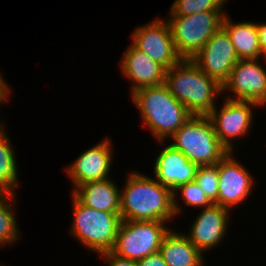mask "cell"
<instances>
[{
  "label": "cell",
  "instance_id": "6da1fadb",
  "mask_svg": "<svg viewBox=\"0 0 266 266\" xmlns=\"http://www.w3.org/2000/svg\"><path fill=\"white\" fill-rule=\"evenodd\" d=\"M173 216V191L153 178L130 173L120 191L121 220L167 222Z\"/></svg>",
  "mask_w": 266,
  "mask_h": 266
},
{
  "label": "cell",
  "instance_id": "7a4b0ae2",
  "mask_svg": "<svg viewBox=\"0 0 266 266\" xmlns=\"http://www.w3.org/2000/svg\"><path fill=\"white\" fill-rule=\"evenodd\" d=\"M164 84L196 116H207L215 107L214 98L222 93V85L202 72L191 59H182L166 70Z\"/></svg>",
  "mask_w": 266,
  "mask_h": 266
},
{
  "label": "cell",
  "instance_id": "3957f363",
  "mask_svg": "<svg viewBox=\"0 0 266 266\" xmlns=\"http://www.w3.org/2000/svg\"><path fill=\"white\" fill-rule=\"evenodd\" d=\"M132 99L144 123L160 142L171 137L193 116L165 84L140 88L132 93Z\"/></svg>",
  "mask_w": 266,
  "mask_h": 266
},
{
  "label": "cell",
  "instance_id": "277c9868",
  "mask_svg": "<svg viewBox=\"0 0 266 266\" xmlns=\"http://www.w3.org/2000/svg\"><path fill=\"white\" fill-rule=\"evenodd\" d=\"M171 137V145L197 166L216 165L228 153L208 116L193 115Z\"/></svg>",
  "mask_w": 266,
  "mask_h": 266
},
{
  "label": "cell",
  "instance_id": "5b68a950",
  "mask_svg": "<svg viewBox=\"0 0 266 266\" xmlns=\"http://www.w3.org/2000/svg\"><path fill=\"white\" fill-rule=\"evenodd\" d=\"M71 233L86 248L98 253L111 251L121 223L120 213L98 211L82 204L74 195Z\"/></svg>",
  "mask_w": 266,
  "mask_h": 266
},
{
  "label": "cell",
  "instance_id": "8992f818",
  "mask_svg": "<svg viewBox=\"0 0 266 266\" xmlns=\"http://www.w3.org/2000/svg\"><path fill=\"white\" fill-rule=\"evenodd\" d=\"M221 11H203L189 16H171L168 23L182 59H192L222 27Z\"/></svg>",
  "mask_w": 266,
  "mask_h": 266
},
{
  "label": "cell",
  "instance_id": "52a82bcc",
  "mask_svg": "<svg viewBox=\"0 0 266 266\" xmlns=\"http://www.w3.org/2000/svg\"><path fill=\"white\" fill-rule=\"evenodd\" d=\"M163 221L121 220L113 249L114 254L139 261L159 252L162 240L170 229Z\"/></svg>",
  "mask_w": 266,
  "mask_h": 266
},
{
  "label": "cell",
  "instance_id": "ba28073f",
  "mask_svg": "<svg viewBox=\"0 0 266 266\" xmlns=\"http://www.w3.org/2000/svg\"><path fill=\"white\" fill-rule=\"evenodd\" d=\"M132 38L136 48L146 53L166 70L182 60L175 48L167 20L155 19L150 24L137 28L134 34L132 33Z\"/></svg>",
  "mask_w": 266,
  "mask_h": 266
},
{
  "label": "cell",
  "instance_id": "9c48e42d",
  "mask_svg": "<svg viewBox=\"0 0 266 266\" xmlns=\"http://www.w3.org/2000/svg\"><path fill=\"white\" fill-rule=\"evenodd\" d=\"M191 60L202 72L223 85L239 57L229 36L221 27Z\"/></svg>",
  "mask_w": 266,
  "mask_h": 266
},
{
  "label": "cell",
  "instance_id": "30bf717a",
  "mask_svg": "<svg viewBox=\"0 0 266 266\" xmlns=\"http://www.w3.org/2000/svg\"><path fill=\"white\" fill-rule=\"evenodd\" d=\"M230 90L237 96L229 100L250 101L259 106L266 104V70L258 59H239L232 68L222 91Z\"/></svg>",
  "mask_w": 266,
  "mask_h": 266
},
{
  "label": "cell",
  "instance_id": "8fae6325",
  "mask_svg": "<svg viewBox=\"0 0 266 266\" xmlns=\"http://www.w3.org/2000/svg\"><path fill=\"white\" fill-rule=\"evenodd\" d=\"M252 106H259L250 101H235L226 99L221 110L217 112L216 106L207 115L213 126L220 143L232 152L233 138L242 137L248 133L252 122ZM231 139V141H230Z\"/></svg>",
  "mask_w": 266,
  "mask_h": 266
},
{
  "label": "cell",
  "instance_id": "7c38bea8",
  "mask_svg": "<svg viewBox=\"0 0 266 266\" xmlns=\"http://www.w3.org/2000/svg\"><path fill=\"white\" fill-rule=\"evenodd\" d=\"M219 171L218 198L214 202L230 210L234 205L243 202L250 194L253 178L231 152H228L217 164Z\"/></svg>",
  "mask_w": 266,
  "mask_h": 266
},
{
  "label": "cell",
  "instance_id": "4fadbf2b",
  "mask_svg": "<svg viewBox=\"0 0 266 266\" xmlns=\"http://www.w3.org/2000/svg\"><path fill=\"white\" fill-rule=\"evenodd\" d=\"M229 209L212 203L200 212L186 235L202 253L222 242L227 229Z\"/></svg>",
  "mask_w": 266,
  "mask_h": 266
},
{
  "label": "cell",
  "instance_id": "5bb4252c",
  "mask_svg": "<svg viewBox=\"0 0 266 266\" xmlns=\"http://www.w3.org/2000/svg\"><path fill=\"white\" fill-rule=\"evenodd\" d=\"M111 142L108 139L101 141L94 147L83 152L73 165L67 167V172L77 187L90 181L108 179L111 170Z\"/></svg>",
  "mask_w": 266,
  "mask_h": 266
},
{
  "label": "cell",
  "instance_id": "9a60e30c",
  "mask_svg": "<svg viewBox=\"0 0 266 266\" xmlns=\"http://www.w3.org/2000/svg\"><path fill=\"white\" fill-rule=\"evenodd\" d=\"M121 59V70L132 80V93L143 87L159 86L165 83L166 69L153 61L146 53L129 46Z\"/></svg>",
  "mask_w": 266,
  "mask_h": 266
},
{
  "label": "cell",
  "instance_id": "2e32d148",
  "mask_svg": "<svg viewBox=\"0 0 266 266\" xmlns=\"http://www.w3.org/2000/svg\"><path fill=\"white\" fill-rule=\"evenodd\" d=\"M155 179L174 191L178 186L195 181L198 166L171 144L155 158Z\"/></svg>",
  "mask_w": 266,
  "mask_h": 266
},
{
  "label": "cell",
  "instance_id": "e0dca14e",
  "mask_svg": "<svg viewBox=\"0 0 266 266\" xmlns=\"http://www.w3.org/2000/svg\"><path fill=\"white\" fill-rule=\"evenodd\" d=\"M72 194L95 210L120 213V190L112 179L86 182L75 187Z\"/></svg>",
  "mask_w": 266,
  "mask_h": 266
},
{
  "label": "cell",
  "instance_id": "ac0fdd59",
  "mask_svg": "<svg viewBox=\"0 0 266 266\" xmlns=\"http://www.w3.org/2000/svg\"><path fill=\"white\" fill-rule=\"evenodd\" d=\"M159 253L167 266H202L204 258L185 234L169 232L164 236Z\"/></svg>",
  "mask_w": 266,
  "mask_h": 266
},
{
  "label": "cell",
  "instance_id": "d6986e66",
  "mask_svg": "<svg viewBox=\"0 0 266 266\" xmlns=\"http://www.w3.org/2000/svg\"><path fill=\"white\" fill-rule=\"evenodd\" d=\"M222 28L226 31L234 45L239 59H258L260 56L264 57L259 44V33L256 23L239 22L233 24L229 18L224 16Z\"/></svg>",
  "mask_w": 266,
  "mask_h": 266
},
{
  "label": "cell",
  "instance_id": "ffe728a7",
  "mask_svg": "<svg viewBox=\"0 0 266 266\" xmlns=\"http://www.w3.org/2000/svg\"><path fill=\"white\" fill-rule=\"evenodd\" d=\"M10 140L6 133L0 134V192L15 194L17 186V164Z\"/></svg>",
  "mask_w": 266,
  "mask_h": 266
},
{
  "label": "cell",
  "instance_id": "44dd1931",
  "mask_svg": "<svg viewBox=\"0 0 266 266\" xmlns=\"http://www.w3.org/2000/svg\"><path fill=\"white\" fill-rule=\"evenodd\" d=\"M13 193L0 192V246H6L19 239L13 208L7 200L15 198ZM9 197V199H7Z\"/></svg>",
  "mask_w": 266,
  "mask_h": 266
},
{
  "label": "cell",
  "instance_id": "7402d4cb",
  "mask_svg": "<svg viewBox=\"0 0 266 266\" xmlns=\"http://www.w3.org/2000/svg\"><path fill=\"white\" fill-rule=\"evenodd\" d=\"M226 0H175L171 16H189L203 11H221Z\"/></svg>",
  "mask_w": 266,
  "mask_h": 266
},
{
  "label": "cell",
  "instance_id": "603a6c76",
  "mask_svg": "<svg viewBox=\"0 0 266 266\" xmlns=\"http://www.w3.org/2000/svg\"><path fill=\"white\" fill-rule=\"evenodd\" d=\"M218 177L219 171L217 165L198 166L195 182L212 203L218 198Z\"/></svg>",
  "mask_w": 266,
  "mask_h": 266
},
{
  "label": "cell",
  "instance_id": "cb8c5ba5",
  "mask_svg": "<svg viewBox=\"0 0 266 266\" xmlns=\"http://www.w3.org/2000/svg\"><path fill=\"white\" fill-rule=\"evenodd\" d=\"M179 190L181 192L183 200H185L184 202L186 205L207 207L212 204V202L205 195L204 191L199 187V185L195 181L188 182L178 186L173 191V206H174L175 215L180 211V208L178 207L175 198L176 197L175 192Z\"/></svg>",
  "mask_w": 266,
  "mask_h": 266
},
{
  "label": "cell",
  "instance_id": "d4e9b609",
  "mask_svg": "<svg viewBox=\"0 0 266 266\" xmlns=\"http://www.w3.org/2000/svg\"><path fill=\"white\" fill-rule=\"evenodd\" d=\"M109 266H138L137 261L130 260L114 254L112 251L101 253Z\"/></svg>",
  "mask_w": 266,
  "mask_h": 266
},
{
  "label": "cell",
  "instance_id": "484cf974",
  "mask_svg": "<svg viewBox=\"0 0 266 266\" xmlns=\"http://www.w3.org/2000/svg\"><path fill=\"white\" fill-rule=\"evenodd\" d=\"M138 266H167L162 255L157 252L137 261Z\"/></svg>",
  "mask_w": 266,
  "mask_h": 266
},
{
  "label": "cell",
  "instance_id": "4316f807",
  "mask_svg": "<svg viewBox=\"0 0 266 266\" xmlns=\"http://www.w3.org/2000/svg\"><path fill=\"white\" fill-rule=\"evenodd\" d=\"M259 33V44L262 50V54L266 58V24H256Z\"/></svg>",
  "mask_w": 266,
  "mask_h": 266
},
{
  "label": "cell",
  "instance_id": "83f0119b",
  "mask_svg": "<svg viewBox=\"0 0 266 266\" xmlns=\"http://www.w3.org/2000/svg\"><path fill=\"white\" fill-rule=\"evenodd\" d=\"M5 80L2 78V75H0V105L1 102L5 101V98L7 99L10 91V87L7 86Z\"/></svg>",
  "mask_w": 266,
  "mask_h": 266
},
{
  "label": "cell",
  "instance_id": "f1b7e54d",
  "mask_svg": "<svg viewBox=\"0 0 266 266\" xmlns=\"http://www.w3.org/2000/svg\"><path fill=\"white\" fill-rule=\"evenodd\" d=\"M2 125H4V124H1L0 123V134H2V133H4V132H6L5 130H4V128H3V126Z\"/></svg>",
  "mask_w": 266,
  "mask_h": 266
}]
</instances>
